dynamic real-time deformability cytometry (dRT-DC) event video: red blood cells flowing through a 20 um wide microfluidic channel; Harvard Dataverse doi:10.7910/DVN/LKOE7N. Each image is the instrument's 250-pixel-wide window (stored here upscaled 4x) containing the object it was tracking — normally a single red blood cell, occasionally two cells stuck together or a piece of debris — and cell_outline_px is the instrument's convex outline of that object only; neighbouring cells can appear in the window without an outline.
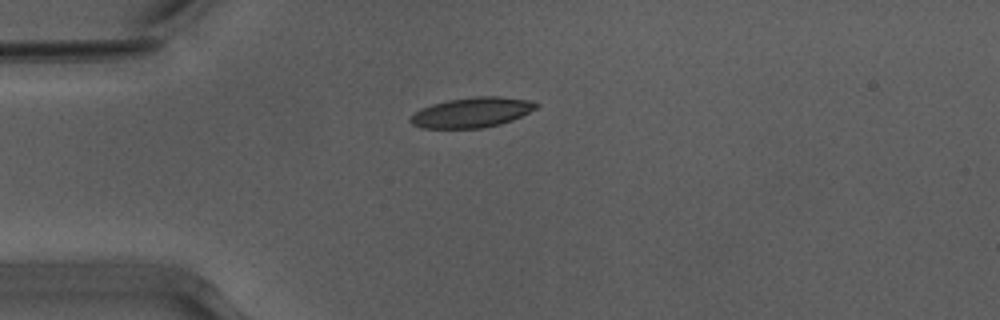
{"species": "Egyptian fruit bat (a non-hibernating species)", "species_latin": "Rousettus aegyptiacus", "temperature_condition": "warm", "stored_images_in_passage": 40, "camera_frame_rate_fps": 3000, "um_per_image_px": 0.085, "animal": {"sex": "male"}, "frame": {"image": 1, "passage_image": 1, "time_ms": 0.0, "image_size_px": [1000, 320], "cell_outline_px": [[540, 104], [536, 108], [512, 120], [500, 124], [480, 128], [420, 128], [412, 124], [408, 120], [420, 108], [432, 104], [448, 100], [476, 96], [500, 96], [528, 100]], "centroid_in_image_um": [40.08, 9.55], "position_along_channel_um": 44.9, "area_um2": 21.91}}
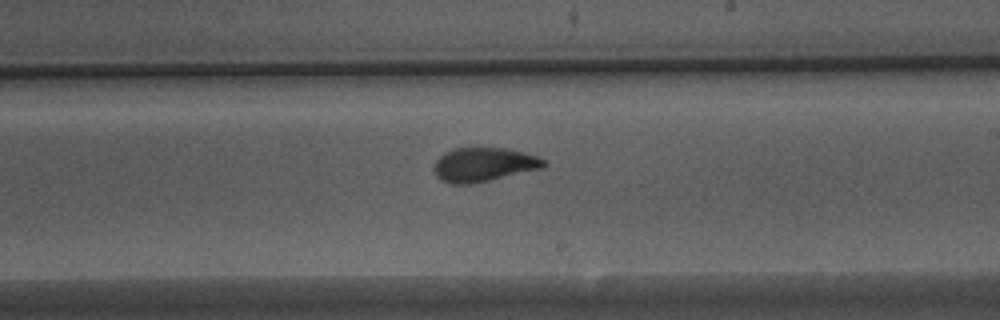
{"frame": {"image": 2, "passage_image": 18, "time_ms": 5.667, "image_size_px": [1000, 320], "cell_outline_px": [[548, 164], [544, 168], [488, 180], [468, 184], [452, 184], [440, 180], [436, 176], [432, 168], [436, 160], [444, 152], [456, 148], [504, 148], [524, 152], [548, 160]], "centroid_in_image_um": [41.12, 13.99], "position_along_channel_um": 247.9, "area_um2": 21.85}}
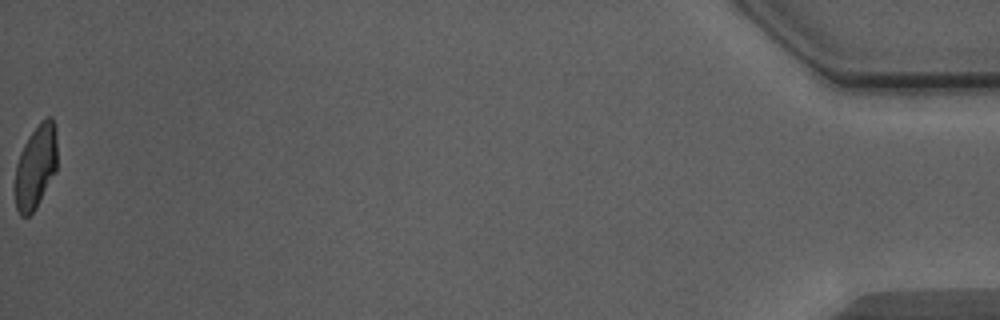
{"frame": {"image": 3, "passage_image": 40, "time_ms": 13.0, "image_size_px": [1000, 320], "cell_outline_px": [[56, 172], [36, 208], [28, 216], [20, 216], [16, 208], [16, 164], [20, 152], [28, 136], [40, 120], [48, 116], [52, 116], [56, 128]], "centroid_in_image_um": [3.05, 14.12], "position_along_channel_um": 432.1, "area_um2": 20.63}, "authors_computed_cell_mechanics": {"area_um2": 21.8773, "velocity_mm_per_s": 3.9461, "shape_relaxation_time_tau1_ms": 4.3466, "shape_relaxation_time_tau2_ms": 0.9835, "deformation_change_tau1": 0.1756, "deformation_change_tau2": 0.0733}}